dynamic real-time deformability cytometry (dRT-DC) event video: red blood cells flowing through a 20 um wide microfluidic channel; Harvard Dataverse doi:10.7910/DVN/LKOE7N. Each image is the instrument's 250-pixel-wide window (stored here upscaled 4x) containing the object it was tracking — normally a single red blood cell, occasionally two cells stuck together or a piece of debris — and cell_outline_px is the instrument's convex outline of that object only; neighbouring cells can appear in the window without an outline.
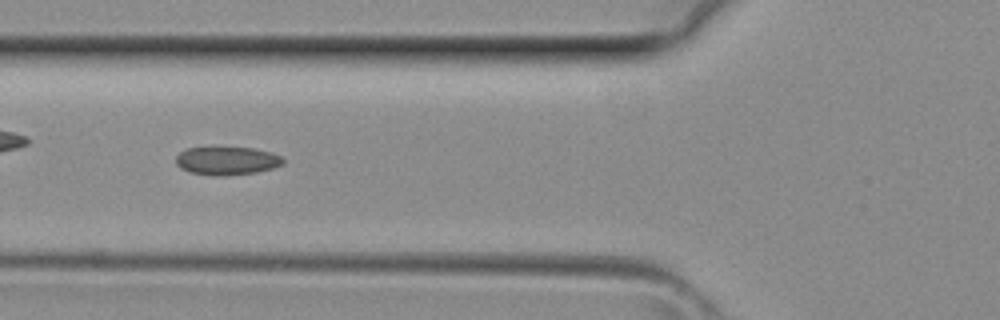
{"species": "common noctule bat (a hibernating species)", "species_latin": "Nyctalus noctula", "temperature_condition": "room temperature", "stored_images_in_passage": 37, "camera_frame_rate_fps": 3000, "um_per_image_px": 0.085, "animal": {"sex": "female", "body_mass_g": 29.2, "forearm_length_mm": 56.3}, "frame": {"image": 1, "passage_image": 14, "time_ms": 4.333, "image_size_px": [1000, 320], "cell_outline_px": [[284, 164], [272, 168], [256, 172], [224, 176], [212, 176], [192, 172], [180, 168], [176, 164], [176, 156], [180, 152], [188, 148], [252, 148], [272, 152], [280, 156], [284, 160]], "centroid_in_image_um": [19.29, 13.67], "position_along_channel_um": 106.5, "area_um2": 17.51}}
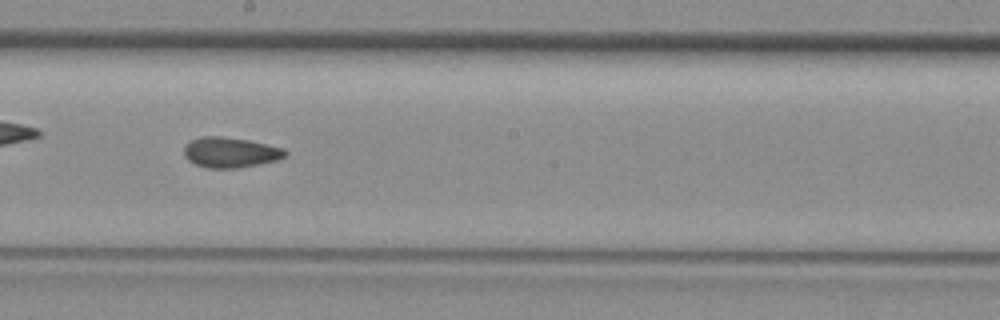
{"frame": {"image": 2, "passage_image": 21, "time_ms": 6.667, "image_size_px": [1000, 320], "cell_outline_px": [[288, 152], [284, 156], [276, 160], [260, 164], [236, 168], [208, 168], [196, 164], [188, 160], [184, 156], [184, 148], [192, 140], [200, 136], [220, 136], [248, 140], [284, 148]], "centroid_in_image_um": [19.58, 12.95], "position_along_channel_um": 228.6, "area_um2": 17.74}}
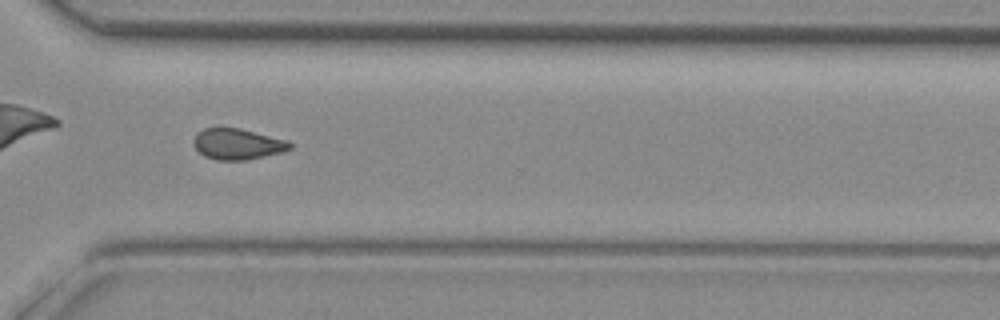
{"frame": {"image": 3, "passage_image": 28, "time_ms": 9.0, "image_size_px": [1000, 320], "cell_outline_px": [[292, 148], [280, 152], [248, 160], [216, 160], [204, 156], [192, 144], [192, 140], [204, 128], [240, 128], [288, 140], [292, 144]], "centroid_in_image_um": [20.19, 12.25], "position_along_channel_um": 350.4, "area_um2": 17.28}}